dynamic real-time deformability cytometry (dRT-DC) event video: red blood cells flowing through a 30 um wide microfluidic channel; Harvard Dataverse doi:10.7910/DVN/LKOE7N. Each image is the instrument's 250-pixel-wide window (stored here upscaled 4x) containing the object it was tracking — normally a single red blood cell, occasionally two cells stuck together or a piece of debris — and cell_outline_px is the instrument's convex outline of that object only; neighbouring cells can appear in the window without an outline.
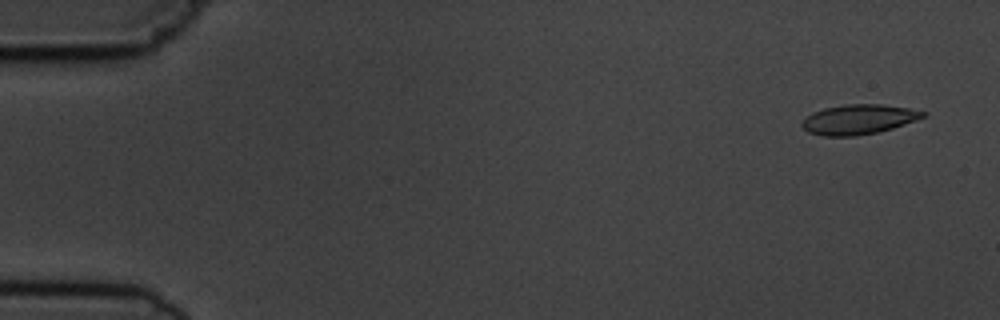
{"species": "common noctule bat (a hibernating species)", "species_latin": "Nyctalus noctula", "temperature_condition": "cold", "stored_images_in_passage": 4, "camera_frame_rate_fps": 3000, "um_per_image_px": 0.085, "animal": {"sex": "male", "body_mass_g": 19.5, "forearm_length_mm": 54.6}, "frame": {"image": 1, "passage_image": 1, "time_ms": 0.0, "image_size_px": [1000, 320], "cell_outline_px": [[928, 112], [924, 116], [916, 120], [892, 128], [876, 132], [856, 136], [824, 136], [808, 132], [800, 124], [804, 116], [812, 112], [824, 108], [844, 104], [884, 104], [908, 108]], "centroid_in_image_um": [72.94, 10.14], "position_along_channel_um": 12.1, "area_um2": 21.1}}
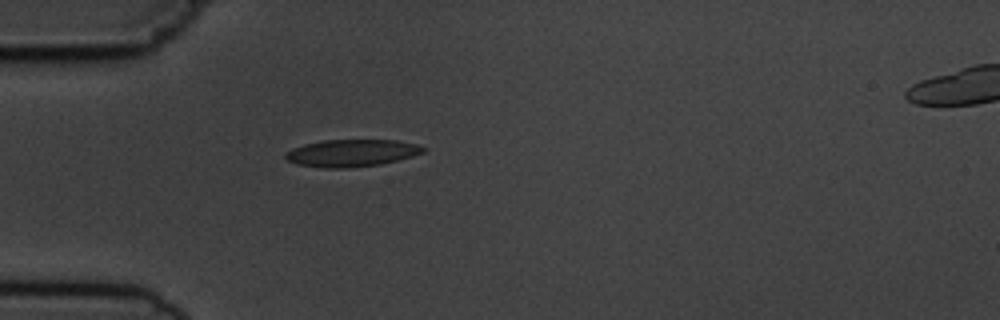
{"frame": {"image": 2, "passage_image": 4, "time_ms": 4.333, "image_size_px": [1000, 320], "cell_outline_px": [[428, 148], [424, 152], [412, 156], [380, 164], [348, 168], [324, 168], [296, 164], [288, 160], [284, 156], [284, 152], [292, 148], [304, 144], [324, 140], [396, 140], [416, 144]], "centroid_in_image_um": [29.87, 13.0], "position_along_channel_um": 55.1, "area_um2": 21.85}}